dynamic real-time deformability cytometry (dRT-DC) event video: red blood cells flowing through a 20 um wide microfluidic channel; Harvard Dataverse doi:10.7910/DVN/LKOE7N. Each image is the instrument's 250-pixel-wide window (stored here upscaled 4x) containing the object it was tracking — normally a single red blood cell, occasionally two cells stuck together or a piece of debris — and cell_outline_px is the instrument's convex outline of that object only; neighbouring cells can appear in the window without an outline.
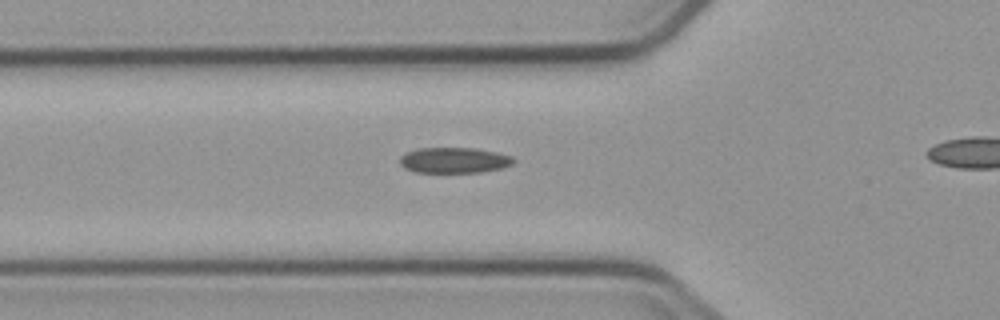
{"species": "common noctule bat (a hibernating species)", "species_latin": "Nyctalus noctula", "temperature_condition": "cold", "stored_images_in_passage": 4, "segment_of_instrument_passage": [1, 2], "camera_frame_rate_fps": 3000, "um_per_image_px": 0.085, "animal": {"sex": "male", "body_mass_g": 23.1, "forearm_length_mm": 52.7}, "frame": {"image": 1, "passage_image": 3, "time_ms": 2.333, "image_size_px": [1000, 320], "cell_outline_px": [[516, 160], [512, 164], [504, 168], [480, 172], [416, 172], [404, 168], [400, 164], [400, 156], [408, 152], [420, 148], [476, 148], [496, 152], [512, 156]], "centroid_in_image_um": [38.63, 13.62], "position_along_channel_um": 87.2, "area_um2": 16.99}}